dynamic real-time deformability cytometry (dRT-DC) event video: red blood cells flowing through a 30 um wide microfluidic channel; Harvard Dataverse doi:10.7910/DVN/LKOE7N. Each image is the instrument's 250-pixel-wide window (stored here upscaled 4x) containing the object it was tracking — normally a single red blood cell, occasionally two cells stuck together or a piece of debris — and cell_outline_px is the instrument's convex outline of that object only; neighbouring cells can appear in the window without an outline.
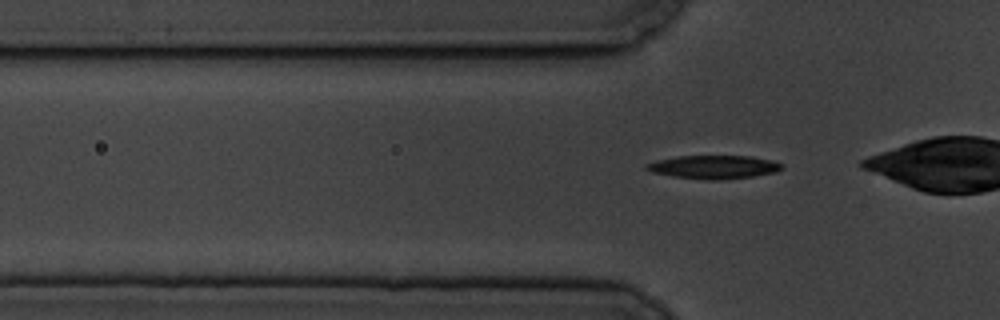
{"species": "common noctule bat (a hibernating species)", "species_latin": "Nyctalus noctula", "temperature_condition": "cold", "stored_images_in_passage": 3, "segment_of_instrument_passage": [2, 2], "camera_frame_rate_fps": 3000, "um_per_image_px": 0.085, "animal": {"sex": "male", "body_mass_g": 19.5, "forearm_length_mm": 54.6}, "frame": {"image": 1, "passage_image": 3, "time_ms": 2.333, "image_size_px": [1000, 320], "cell_outline_px": [[784, 168], [776, 172], [752, 176], [712, 180], [708, 180], [672, 176], [652, 172], [644, 168], [644, 164], [656, 160], [676, 156], [752, 156], [772, 160], [784, 164]], "centroid_in_image_um": [60.66, 14.18], "position_along_channel_um": 65.1, "area_um2": 18.5}}